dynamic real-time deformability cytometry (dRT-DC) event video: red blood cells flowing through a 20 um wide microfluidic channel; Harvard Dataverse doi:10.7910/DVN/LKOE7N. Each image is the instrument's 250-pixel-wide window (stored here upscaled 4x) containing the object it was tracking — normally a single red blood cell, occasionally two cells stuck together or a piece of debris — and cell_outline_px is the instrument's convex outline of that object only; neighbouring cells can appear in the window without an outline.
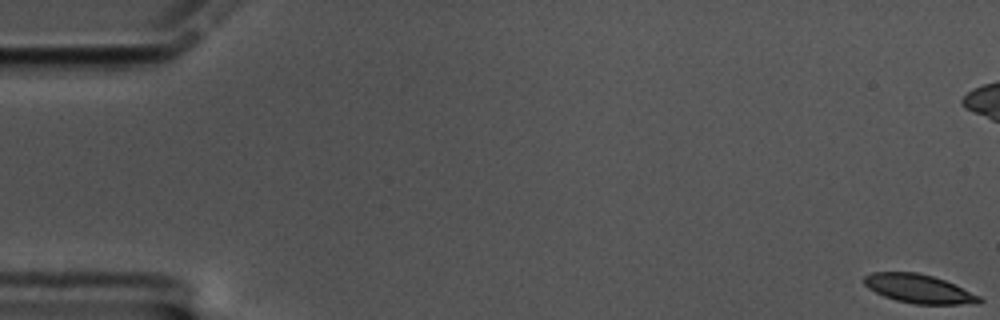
{"species": "common noctule bat (a hibernating species)", "species_latin": "Nyctalus noctula", "temperature_condition": "cold", "stored_images_in_passage": 12, "camera_frame_rate_fps": 3000, "um_per_image_px": 0.085, "animal": {"sex": "male", "body_mass_g": 17.5, "forearm_length_mm": 52.3}, "frame": {"image": 1, "passage_image": 1, "time_ms": 0.0, "image_size_px": [1000, 320], "cell_outline_px": [[984, 300], [980, 304], [916, 304], [896, 300], [884, 296], [868, 288], [864, 284], [864, 276], [872, 272], [916, 272], [932, 276], [944, 280], [980, 296]], "centroid_in_image_um": [78.11, 24.55], "position_along_channel_um": 6.9, "area_um2": 19.19}}